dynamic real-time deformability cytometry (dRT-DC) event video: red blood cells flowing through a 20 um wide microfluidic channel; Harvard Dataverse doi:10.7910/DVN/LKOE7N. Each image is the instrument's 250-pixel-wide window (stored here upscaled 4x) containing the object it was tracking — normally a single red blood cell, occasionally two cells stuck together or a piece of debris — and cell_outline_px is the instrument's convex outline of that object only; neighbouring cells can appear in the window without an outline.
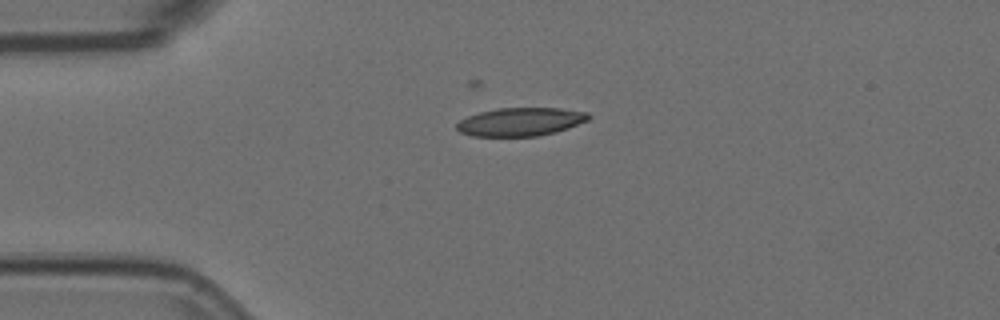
{"species": "Egyptian fruit bat (a non-hibernating species)", "species_latin": "Rousettus aegyptiacus", "temperature_condition": "room temperature", "stored_images_in_passage": 2, "camera_frame_rate_fps": 3000, "um_per_image_px": 0.085, "animal": {"sex": "female"}, "frame": {"image": 1, "passage_image": 1, "time_ms": 0.0, "image_size_px": [1000, 320], "cell_outline_px": [[592, 116], [588, 120], [568, 128], [556, 132], [536, 136], [472, 136], [460, 132], [456, 128], [456, 124], [460, 120], [468, 116], [480, 112], [496, 108], [560, 108], [588, 112]], "centroid_in_image_um": [44.26, 10.35], "position_along_channel_um": 40.7, "area_um2": 21.79}}